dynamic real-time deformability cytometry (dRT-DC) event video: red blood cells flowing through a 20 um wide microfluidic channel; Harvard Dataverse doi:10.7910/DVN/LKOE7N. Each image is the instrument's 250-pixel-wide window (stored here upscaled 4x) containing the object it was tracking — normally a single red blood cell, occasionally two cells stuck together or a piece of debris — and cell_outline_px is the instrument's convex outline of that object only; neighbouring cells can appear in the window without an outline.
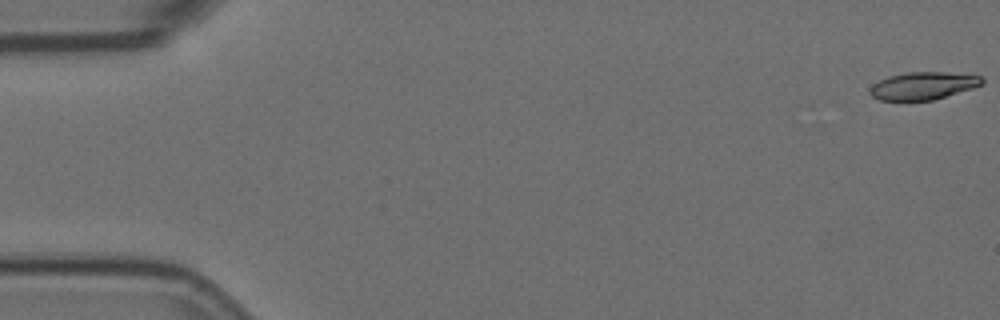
{"species": "Egyptian fruit bat (a non-hibernating species)", "species_latin": "Rousettus aegyptiacus", "temperature_condition": "room temperature", "stored_images_in_passage": 7, "camera_frame_rate_fps": 3000, "um_per_image_px": 0.085, "animal": {"sex": "female"}, "frame": {"image": 1, "passage_image": 1, "time_ms": 0.0, "image_size_px": [1000, 320], "cell_outline_px": [[984, 84], [972, 88], [932, 100], [880, 100], [872, 96], [868, 92], [868, 88], [872, 84], [888, 76], [908, 72], [944, 72], [984, 76]], "centroid_in_image_um": [78.45, 7.28], "position_along_channel_um": 6.5, "area_um2": 18.03}}
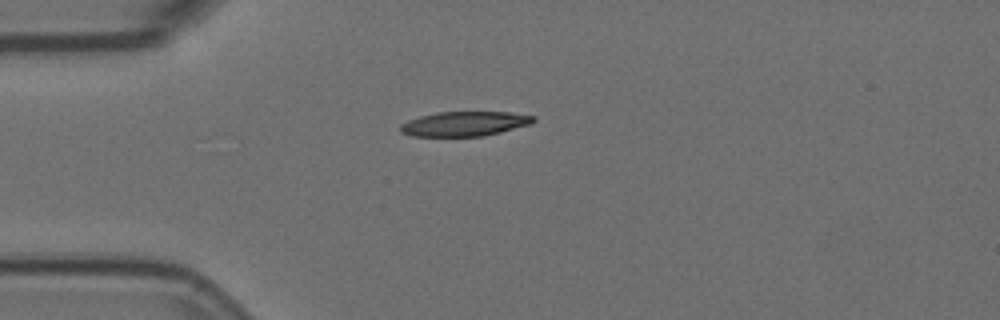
{"frame": {"image": 2, "passage_image": 5, "time_ms": 1.333, "image_size_px": [1000, 320], "cell_outline_px": [[536, 120], [532, 124], [484, 136], [412, 136], [400, 132], [400, 124], [408, 120], [420, 116], [436, 112], [508, 112], [536, 116]], "centroid_in_image_um": [39.5, 10.52], "position_along_channel_um": 45.5, "area_um2": 19.19}}
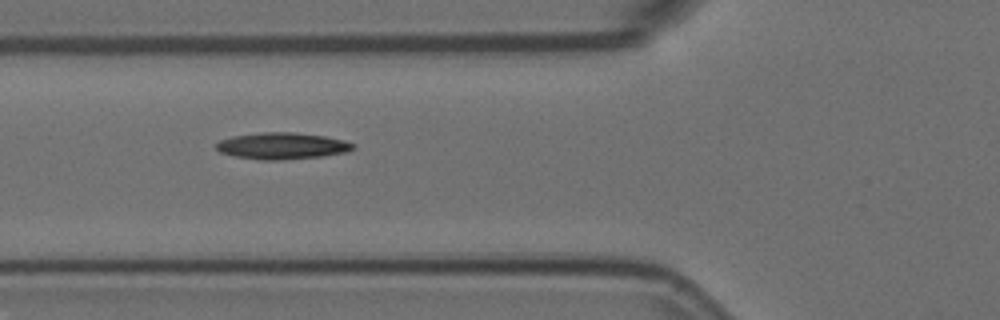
{"frame": {"image": 3, "passage_image": 7, "time_ms": 2.0, "image_size_px": [1000, 320], "cell_outline_px": [[356, 148], [344, 152], [324, 156], [280, 160], [260, 160], [236, 156], [220, 152], [216, 148], [216, 144], [220, 140], [232, 136], [264, 132], [292, 132], [324, 136], [344, 140], [356, 144]], "centroid_in_image_um": [24.0, 12.4], "position_along_channel_um": 101.8, "area_um2": 21.15}}